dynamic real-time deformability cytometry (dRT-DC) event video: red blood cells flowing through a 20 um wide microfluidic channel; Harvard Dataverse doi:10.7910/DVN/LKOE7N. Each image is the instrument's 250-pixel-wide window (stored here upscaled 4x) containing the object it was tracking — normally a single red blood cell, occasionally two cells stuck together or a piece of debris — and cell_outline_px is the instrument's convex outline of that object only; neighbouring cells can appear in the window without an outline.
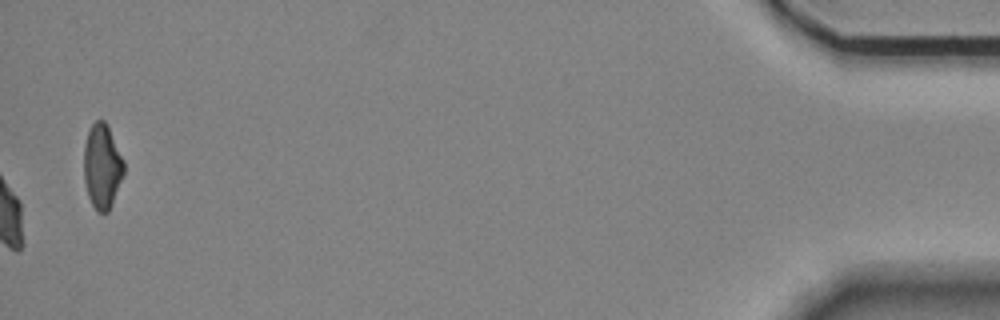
{"species": "Egyptian fruit bat (a non-hibernating species)", "species_latin": "Rousettus aegyptiacus", "temperature_condition": "room temperature", "stored_images_in_passage": 15, "camera_frame_rate_fps": 3000, "um_per_image_px": 0.085, "animal": {"sex": "female"}, "frame": {"image": 1, "passage_image": 15, "time_ms": 4.667, "image_size_px": [1000, 320], "cell_outline_px": [[124, 176], [112, 204], [108, 212], [96, 212], [88, 196], [84, 184], [84, 144], [88, 132], [92, 124], [96, 120], [104, 120], [108, 124], [124, 160]], "centroid_in_image_um": [8.69, 14.14], "position_along_channel_um": 426.5, "area_um2": 20.06}}